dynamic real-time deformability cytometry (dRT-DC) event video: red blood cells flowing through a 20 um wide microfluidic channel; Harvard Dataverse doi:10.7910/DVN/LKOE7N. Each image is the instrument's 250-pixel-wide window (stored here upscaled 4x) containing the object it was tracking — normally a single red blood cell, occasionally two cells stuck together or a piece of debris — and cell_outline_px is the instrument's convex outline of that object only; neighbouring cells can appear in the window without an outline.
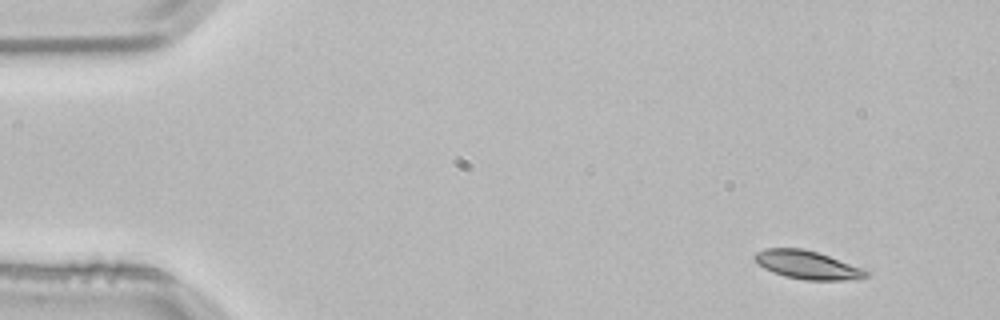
{"species": "common noctule bat (a hibernating species)", "species_latin": "Nyctalus noctula", "temperature_condition": "room temperature", "stored_images_in_passage": 3, "camera_frame_rate_fps": 3000, "um_per_image_px": 0.085, "animal": {"sex": "male", "body_mass_g": 21.5, "forearm_length_mm": 52.0}, "frame": {"image": 1, "passage_image": 1, "time_ms": 0.0, "image_size_px": [1000, 320], "cell_outline_px": [[872, 276], [856, 280], [804, 280], [784, 276], [772, 272], [764, 268], [752, 256], [756, 252], [764, 248], [800, 248], [816, 252], [828, 256], [860, 268], [868, 272]], "centroid_in_image_um": [68.61, 22.53], "position_along_channel_um": 16.4, "area_um2": 18.26}}
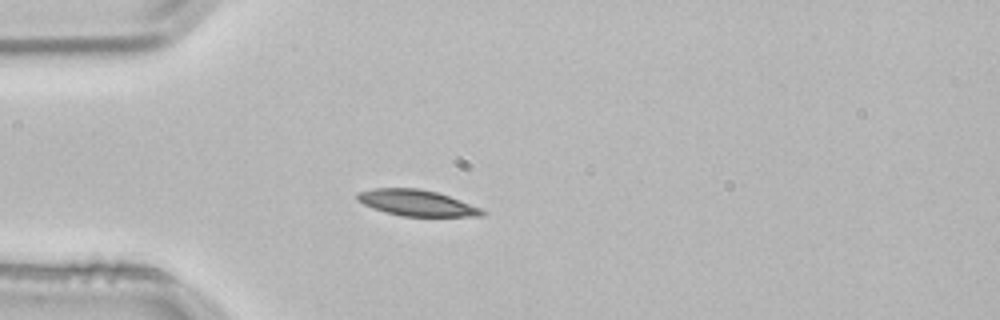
{"frame": {"image": 2, "passage_image": 3, "time_ms": 0.667, "image_size_px": [1000, 320], "cell_outline_px": [[488, 212], [484, 216], [400, 216], [372, 208], [356, 200], [356, 192], [376, 188], [420, 188], [436, 192], [484, 208]], "centroid_in_image_um": [35.45, 17.25], "position_along_channel_um": 49.6, "area_um2": 19.13}}